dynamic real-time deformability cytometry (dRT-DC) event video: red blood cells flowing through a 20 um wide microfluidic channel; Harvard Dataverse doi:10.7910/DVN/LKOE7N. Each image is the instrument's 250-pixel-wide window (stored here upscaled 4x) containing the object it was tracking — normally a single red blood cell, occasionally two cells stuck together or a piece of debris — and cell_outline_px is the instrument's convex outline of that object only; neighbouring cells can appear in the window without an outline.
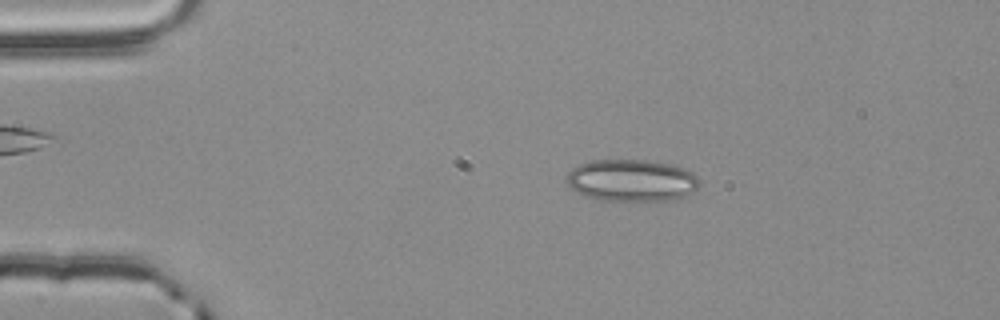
{"species": "common noctule bat (a hibernating species)", "species_latin": "Nyctalus noctula", "temperature_condition": "room temperature", "stored_images_in_passage": 50, "camera_frame_rate_fps": 3000, "um_per_image_px": 0.085, "animal": {"sex": "male", "body_mass_g": 20.4}, "frame": {"image": 1, "passage_image": 6, "time_ms": 1.667, "image_size_px": [1000, 320], "cell_outline_px": [[700, 184], [692, 192], [668, 200], [600, 200], [584, 196], [576, 192], [568, 184], [568, 172], [572, 168], [588, 160], [644, 160], [672, 164], [684, 168], [692, 172], [700, 180]], "centroid_in_image_um": [53.67, 15.32], "position_along_channel_um": 31.3, "area_um2": 32.31}}
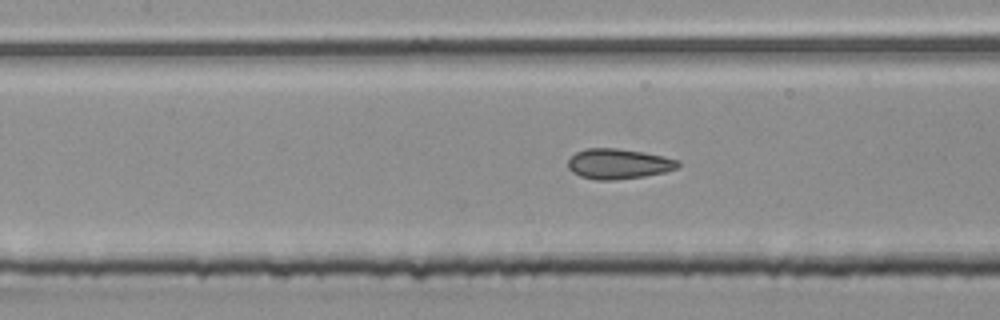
{"frame": {"image": 2, "passage_image": 20, "time_ms": 6.333, "image_size_px": [1000, 320], "cell_outline_px": [[680, 164], [676, 168], [664, 172], [644, 176], [616, 180], [596, 180], [580, 176], [572, 172], [568, 168], [568, 160], [576, 152], [584, 148], [616, 148], [644, 152], [664, 156], [680, 160]], "centroid_in_image_um": [52.56, 13.92], "position_along_channel_um": 154.8, "area_um2": 19.48}}
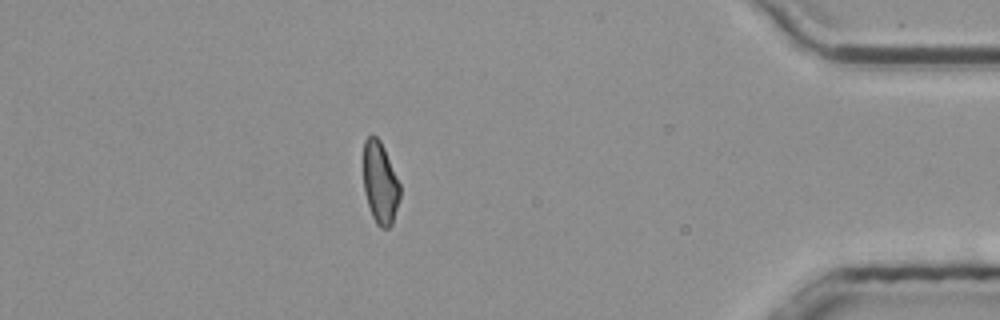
{"frame": {"image": 3, "passage_image": 43, "time_ms": 14.0, "image_size_px": [1000, 320], "cell_outline_px": [[400, 196], [392, 224], [388, 228], [380, 228], [376, 224], [372, 216], [364, 192], [364, 140], [368, 136], [376, 136], [380, 140], [384, 148], [400, 184]], "centroid_in_image_um": [32.31, 15.56], "position_along_channel_um": 402.9, "area_um2": 17.34}, "authors_computed_cell_mechanics": {"area_um2": 18.9006, "velocity_mm_per_s": 3.8401, "shape_relaxation_time_tau1_ms": 7.3233, "shape_relaxation_time_tau2_ms": 1.5759, "deformation_change_tau1": 0.1449, "deformation_change_tau2": 0.0822}}